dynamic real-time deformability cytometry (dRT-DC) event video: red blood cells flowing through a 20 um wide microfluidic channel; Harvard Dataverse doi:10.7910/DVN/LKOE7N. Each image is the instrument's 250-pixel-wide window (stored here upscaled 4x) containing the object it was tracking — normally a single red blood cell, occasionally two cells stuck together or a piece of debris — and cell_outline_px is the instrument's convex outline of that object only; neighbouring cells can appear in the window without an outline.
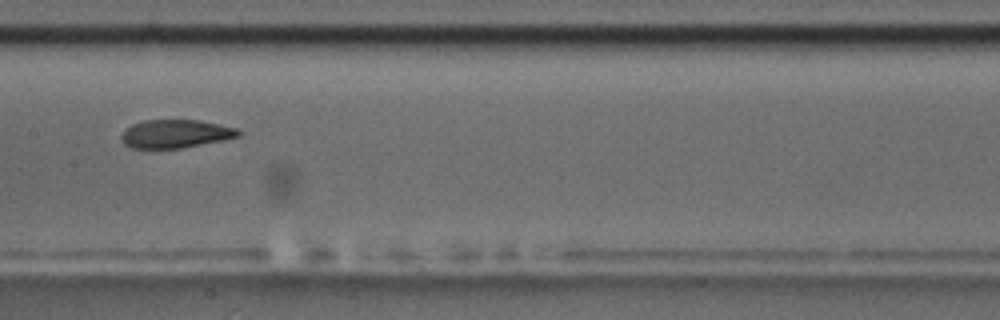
{"species": "common noctule bat (a hibernating species)", "species_latin": "Nyctalus noctula", "temperature_condition": "room temperature", "stored_images_in_passage": 11, "camera_frame_rate_fps": 3000, "um_per_image_px": 0.085, "animal": {"sex": "male", "body_mass_g": 17.5, "forearm_length_mm": 52.3}, "frame": {"image": 1, "passage_image": 8, "time_ms": 9.0, "image_size_px": [1000, 320], "cell_outline_px": [[240, 136], [224, 140], [180, 148], [132, 148], [124, 144], [120, 140], [120, 136], [132, 124], [144, 120], [200, 120], [236, 128], [240, 132]], "centroid_in_image_um": [14.91, 11.37], "position_along_channel_um": 192.5, "area_um2": 19.19}}